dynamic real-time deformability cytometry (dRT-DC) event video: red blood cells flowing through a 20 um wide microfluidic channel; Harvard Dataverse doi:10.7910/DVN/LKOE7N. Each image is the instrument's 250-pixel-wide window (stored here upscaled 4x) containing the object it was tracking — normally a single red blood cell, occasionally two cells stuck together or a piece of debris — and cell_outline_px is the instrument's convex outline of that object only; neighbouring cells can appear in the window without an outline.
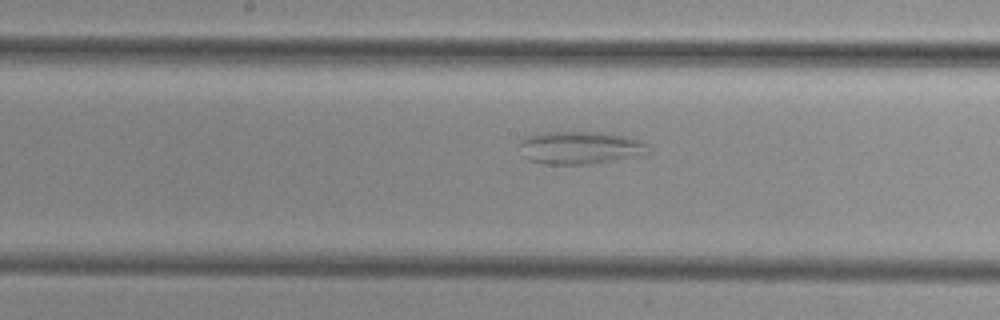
{"species": "common noctule bat (a hibernating species)", "species_latin": "Nyctalus noctula", "temperature_condition": "cold", "stored_images_in_passage": 51, "camera_frame_rate_fps": 3000, "um_per_image_px": 0.085, "animal": {"sex": "female", "body_mass_g": 29.2, "forearm_length_mm": 56.3}, "frame": {"image": 1, "passage_image": 27, "time_ms": 8.667, "image_size_px": [1000, 320], "cell_outline_px": [[648, 152], [640, 156], [588, 164], [544, 164], [528, 160], [520, 144], [520, 140], [528, 136], [548, 132], [604, 132], [628, 136], [640, 140], [648, 144]], "centroid_in_image_um": [49.37, 12.55], "position_along_channel_um": 198.8, "area_um2": 24.51}}
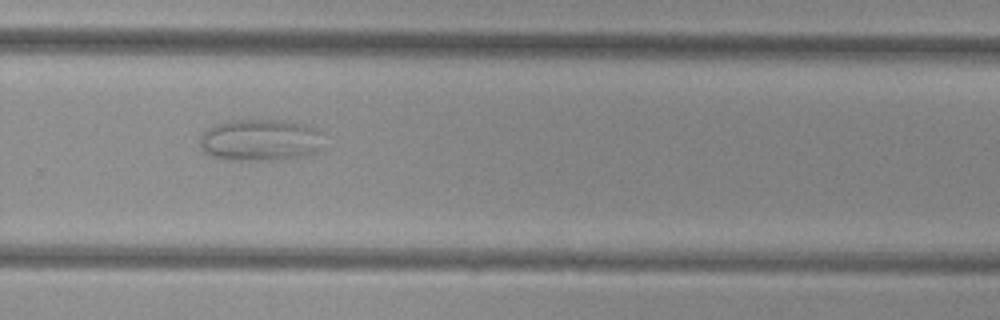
{"frame": {"image": 2, "passage_image": 35, "time_ms": 11.333, "image_size_px": [1000, 320], "cell_outline_px": [[320, 152], [304, 156], [276, 160], [228, 160], [212, 156], [204, 152], [200, 148], [200, 136], [212, 124], [228, 120], [284, 120], [304, 124], [316, 128], [320, 132]], "centroid_in_image_um": [22.09, 11.9], "position_along_channel_um": 307.7, "area_um2": 30.52}}
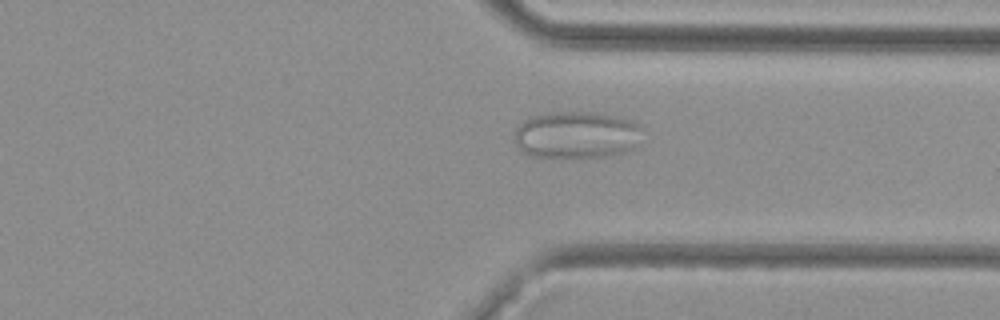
{"frame": {"image": 3, "passage_image": 39, "time_ms": 12.667, "image_size_px": [1000, 320], "cell_outline_px": [[640, 128], [632, 148], [628, 152], [608, 156], [532, 156], [516, 148], [516, 128], [524, 120], [532, 116], [552, 112], [600, 112], [632, 120], [640, 124]], "centroid_in_image_um": [48.98, 11.44], "position_along_channel_um": 362.4, "area_um2": 34.62}}